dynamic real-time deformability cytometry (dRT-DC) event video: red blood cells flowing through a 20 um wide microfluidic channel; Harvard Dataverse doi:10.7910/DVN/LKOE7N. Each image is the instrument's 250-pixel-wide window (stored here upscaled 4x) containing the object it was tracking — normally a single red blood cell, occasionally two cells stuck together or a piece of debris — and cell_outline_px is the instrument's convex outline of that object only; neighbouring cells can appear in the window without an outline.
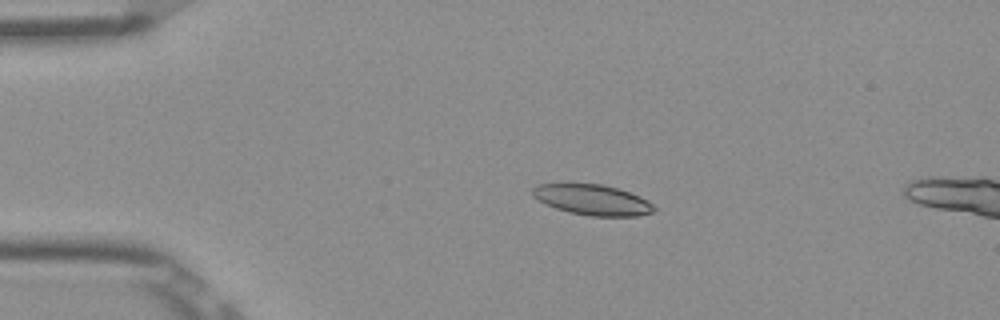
{"species": "Egyptian fruit bat (a non-hibernating species)", "species_latin": "Rousettus aegyptiacus", "temperature_condition": "room temperature", "stored_images_in_passage": 15, "camera_frame_rate_fps": 3000, "um_per_image_px": 0.085, "frame": {"image": 1, "passage_image": 11, "time_ms": 3.333, "image_size_px": [1000, 320], "cell_outline_px": [[656, 208], [652, 212], [636, 216], [588, 216], [568, 212], [544, 204], [532, 196], [532, 188], [536, 184], [604, 184], [628, 192], [648, 200]], "centroid_in_image_um": [50.32, 16.99], "position_along_channel_um": 34.7, "area_um2": 21.56}}